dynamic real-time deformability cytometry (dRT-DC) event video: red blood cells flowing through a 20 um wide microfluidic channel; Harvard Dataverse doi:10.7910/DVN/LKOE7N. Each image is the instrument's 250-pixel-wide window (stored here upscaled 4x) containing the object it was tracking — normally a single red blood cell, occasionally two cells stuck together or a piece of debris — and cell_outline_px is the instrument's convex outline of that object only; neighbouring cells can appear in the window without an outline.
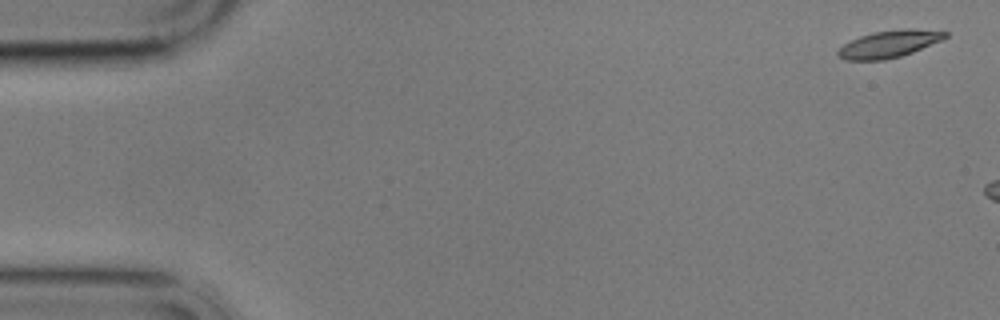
{"species": "common noctule bat (a hibernating species)", "species_latin": "Nyctalus noctula", "temperature_condition": "cold", "stored_images_in_passage": 6, "camera_frame_rate_fps": 3000, "um_per_image_px": 0.085, "animal": {"sex": "male", "body_mass_g": 17.9}, "frame": {"image": 1, "passage_image": 1, "time_ms": 0.0, "image_size_px": [1000, 320], "cell_outline_px": [[948, 36], [940, 40], [912, 52], [900, 56], [884, 60], [848, 60], [840, 56], [836, 52], [844, 44], [860, 36], [872, 32], [900, 28], [912, 28], [948, 32]], "centroid_in_image_um": [75.57, 3.72], "position_along_channel_um": 9.4, "area_um2": 16.76}}